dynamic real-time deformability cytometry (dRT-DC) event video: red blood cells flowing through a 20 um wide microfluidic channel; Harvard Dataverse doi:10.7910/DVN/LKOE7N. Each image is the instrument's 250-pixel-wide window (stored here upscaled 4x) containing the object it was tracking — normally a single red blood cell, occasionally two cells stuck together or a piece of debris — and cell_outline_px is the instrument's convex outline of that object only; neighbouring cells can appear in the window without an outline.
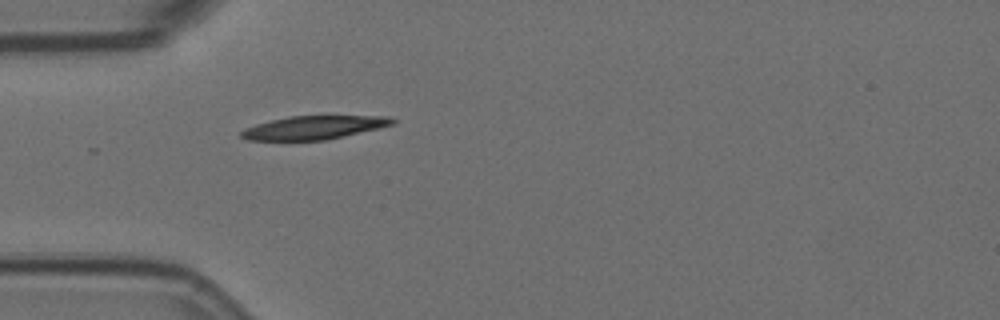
{"species": "Egyptian fruit bat (a non-hibernating species)", "species_latin": "Rousettus aegyptiacus", "temperature_condition": "room temperature", "stored_images_in_passage": 2, "camera_frame_rate_fps": 3000, "um_per_image_px": 0.085, "animal": {"sex": "female"}, "frame": {"image": 1, "passage_image": 2, "time_ms": 0.333, "image_size_px": [1000, 320], "cell_outline_px": [[396, 124], [324, 140], [248, 140], [240, 136], [240, 132], [244, 128], [256, 124], [288, 116], [388, 116], [396, 120]], "centroid_in_image_um": [26.67, 10.83], "position_along_channel_um": 58.3, "area_um2": 20.46}}